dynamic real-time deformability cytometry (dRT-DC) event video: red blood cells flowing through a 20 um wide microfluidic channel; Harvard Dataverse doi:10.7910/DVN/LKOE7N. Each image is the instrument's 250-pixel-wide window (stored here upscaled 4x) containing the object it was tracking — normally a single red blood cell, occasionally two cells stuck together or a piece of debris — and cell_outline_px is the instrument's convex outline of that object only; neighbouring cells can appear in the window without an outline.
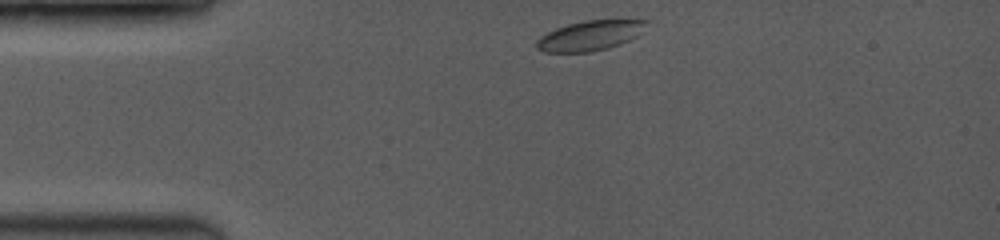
{"species": "common noctule bat (a hibernating species)", "species_latin": "Nyctalus noctula", "temperature_condition": "room temperature", "stored_images_in_passage": 41, "camera_frame_rate_fps": 3500, "um_per_image_px": 0.085, "animal": {"sex": "female", "body_mass_g": 19.0, "forearm_length_mm": 53.3}, "frame": {"image": 1, "passage_image": 1, "time_ms": 0.0, "image_size_px": [1000, 240], "cell_outline_px": [[648, 20], [636, 36], [620, 44], [608, 48], [588, 52], [544, 52], [536, 48], [536, 40], [540, 36], [556, 28], [568, 24], [584, 20]], "centroid_in_image_um": [50.08, 3.03], "position_along_channel_um": 34.9, "area_um2": 18.84}}
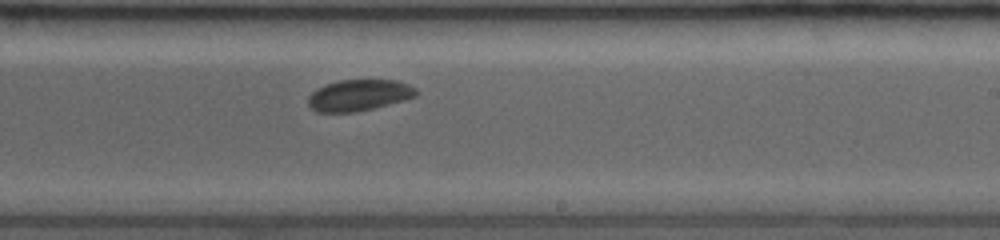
{"frame": {"image": 2, "passage_image": 24, "time_ms": 6.571, "image_size_px": [1000, 240], "cell_outline_px": [[416, 96], [404, 100], [356, 112], [316, 112], [308, 104], [308, 96], [316, 88], [340, 80], [396, 80], [408, 84], [416, 88]], "centroid_in_image_um": [30.49, 8.09], "position_along_channel_um": 258.5, "area_um2": 19.54}}
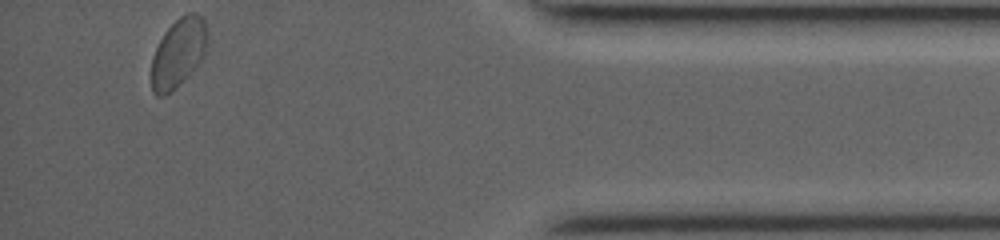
{"frame": {"image": 3, "passage_image": 41, "time_ms": 11.429, "image_size_px": [1000, 240], "cell_outline_px": [[204, 56], [184, 80], [172, 92], [164, 96], [156, 96], [152, 92], [152, 56], [164, 32], [180, 16], [188, 12], [196, 12], [204, 16]], "centroid_in_image_um": [15.11, 4.51], "position_along_channel_um": 420.1, "area_um2": 22.08}, "authors_computed_cell_mechanics": {"area_um2": 19.941, "velocity_mm_per_s": 4.0301, "shape_relaxation_time_tau1_ms": 2.1739, "shape_relaxation_time_tau2_ms": null, "deformation_change_tau1": 0.0468, "deformation_change_tau2": null}}